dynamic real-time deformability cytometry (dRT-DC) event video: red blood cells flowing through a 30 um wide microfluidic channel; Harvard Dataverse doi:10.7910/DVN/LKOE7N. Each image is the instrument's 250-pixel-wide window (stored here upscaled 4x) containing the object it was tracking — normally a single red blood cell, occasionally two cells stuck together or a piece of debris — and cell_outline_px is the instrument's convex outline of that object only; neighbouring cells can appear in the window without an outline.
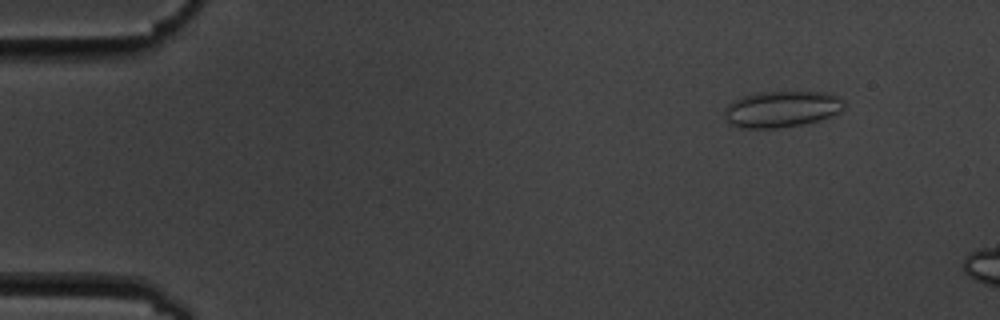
{"species": "common noctule bat (a hibernating species)", "species_latin": "Nyctalus noctula", "temperature_condition": "cold", "stored_images_in_passage": 4, "camera_frame_rate_fps": 3000, "um_per_image_px": 0.085, "animal": {"sex": "male", "body_mass_g": 19.5, "forearm_length_mm": 54.6}, "frame": {"image": 1, "passage_image": 2, "time_ms": 1.333, "image_size_px": [1000, 320], "cell_outline_px": [[844, 108], [840, 112], [832, 116], [820, 120], [804, 124], [780, 128], [740, 128], [728, 124], [724, 112], [724, 108], [728, 104], [740, 96], [752, 92], [832, 92], [840, 96], [844, 100]], "centroid_in_image_um": [66.45, 9.26], "position_along_channel_um": 18.5, "area_um2": 25.95}}